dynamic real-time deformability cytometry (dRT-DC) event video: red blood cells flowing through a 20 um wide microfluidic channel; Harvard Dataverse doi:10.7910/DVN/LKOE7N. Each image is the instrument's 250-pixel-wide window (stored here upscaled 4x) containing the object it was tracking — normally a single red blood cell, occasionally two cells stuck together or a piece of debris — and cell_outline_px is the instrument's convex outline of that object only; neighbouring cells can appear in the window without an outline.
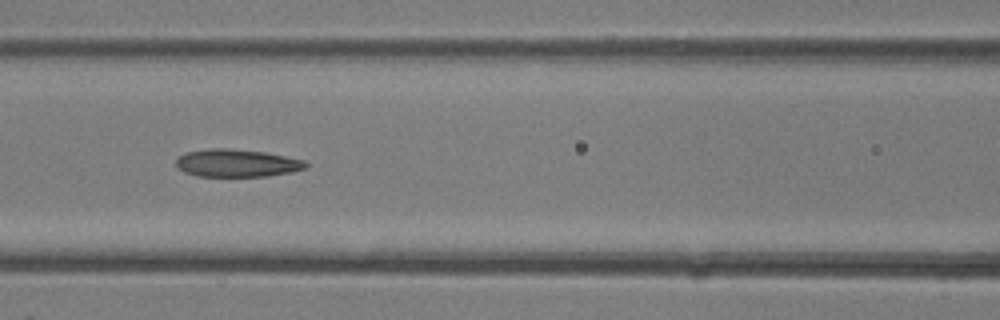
{"species": "common noctule bat (a hibernating species)", "species_latin": "Nyctalus noctula", "temperature_condition": "room temperature", "stored_images_in_passage": 24, "camera_frame_rate_fps": 3000, "um_per_image_px": 0.085, "animal": {"sex": "female"}, "frame": {"image": 1, "passage_image": 14, "time_ms": 4.333, "image_size_px": [1000, 320], "cell_outline_px": [[308, 168], [292, 172], [268, 176], [196, 176], [184, 172], [176, 168], [176, 160], [180, 156], [188, 152], [212, 148], [228, 148], [264, 152], [304, 160], [308, 164]], "centroid_in_image_um": [20.14, 13.87], "position_along_channel_um": 146.5, "area_um2": 20.92}}